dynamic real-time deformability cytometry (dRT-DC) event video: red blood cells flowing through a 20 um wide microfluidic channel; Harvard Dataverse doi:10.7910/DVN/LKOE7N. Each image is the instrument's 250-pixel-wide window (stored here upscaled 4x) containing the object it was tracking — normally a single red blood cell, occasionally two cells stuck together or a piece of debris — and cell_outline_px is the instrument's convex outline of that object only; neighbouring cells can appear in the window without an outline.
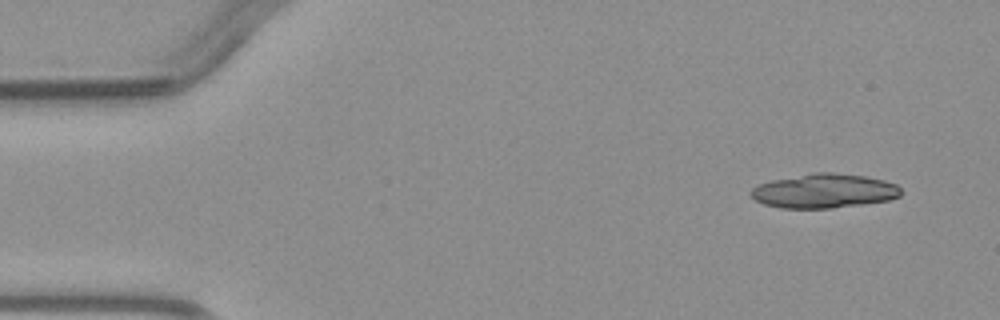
{"species": "common noctule bat (a hibernating species)", "species_latin": "Nyctalus noctula", "temperature_condition": "warm", "stored_images_in_passage": 5, "camera_frame_rate_fps": 3000, "um_per_image_px": 0.085, "animal": {"sex": "male", "body_mass_g": 23.1, "forearm_length_mm": 52.7}, "frame": {"image": 1, "passage_image": 1, "time_ms": 0.0, "image_size_px": [1000, 320], "cell_outline_px": [[900, 196], [888, 200], [832, 208], [780, 208], [764, 204], [756, 200], [748, 192], [756, 184], [772, 180], [816, 172], [832, 172], [864, 176], [884, 180], [896, 184], [900, 188]], "centroid_in_image_um": [70.01, 16.23], "position_along_channel_um": 15.0, "area_um2": 29.82}}
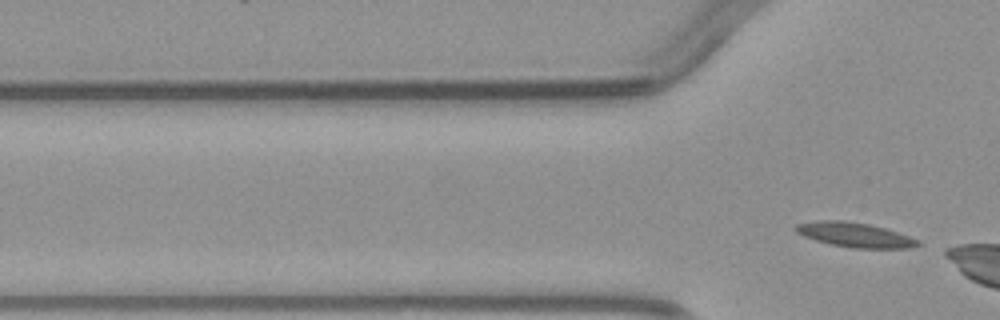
{"frame": {"image": 2, "passage_image": 5, "time_ms": 5.667, "image_size_px": [1000, 320], "cell_outline_px": [[920, 244], [912, 248], [852, 248], [832, 244], [816, 240], [804, 236], [796, 232], [792, 228], [796, 224], [816, 220], [848, 220], [868, 224], [884, 228], [920, 240]], "centroid_in_image_um": [72.62, 19.95], "position_along_channel_um": 53.2, "area_um2": 17.51}}